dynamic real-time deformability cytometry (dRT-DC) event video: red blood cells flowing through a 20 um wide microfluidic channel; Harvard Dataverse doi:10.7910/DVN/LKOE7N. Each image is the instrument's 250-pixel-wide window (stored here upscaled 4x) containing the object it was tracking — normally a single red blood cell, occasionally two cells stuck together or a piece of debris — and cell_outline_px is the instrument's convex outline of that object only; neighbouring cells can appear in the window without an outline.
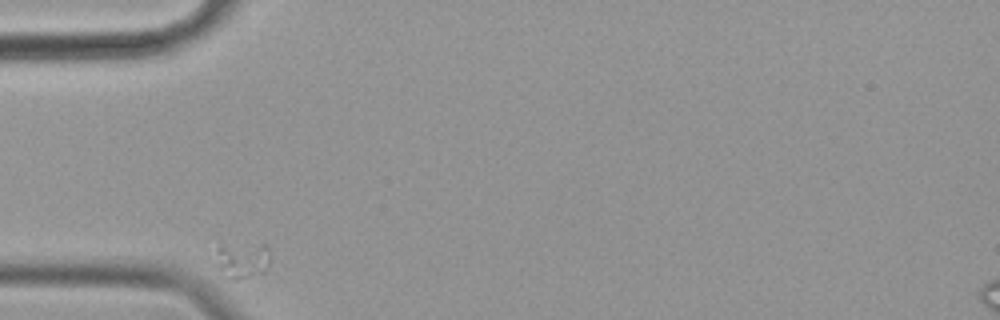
{"species": "common noctule bat (a hibernating species)", "species_latin": "Nyctalus noctula", "temperature_condition": "cold", "stored_images_in_passage": 1, "camera_frame_rate_fps": 3000, "um_per_image_px": 0.085, "animal": {"sex": "female", "body_mass_g": 19.9}, "frame": {"image": 1, "passage_image": 1, "time_ms": 0.0, "image_size_px": [1000, 320], "cell_outline_px": [[272, 260], [264, 272], [236, 280], [232, 280], [224, 276], [208, 260], [220, 244], [264, 244], [268, 248]], "centroid_in_image_um": [20.48, 22.1], "position_along_channel_um": 64.5, "area_um2": 12.48}}